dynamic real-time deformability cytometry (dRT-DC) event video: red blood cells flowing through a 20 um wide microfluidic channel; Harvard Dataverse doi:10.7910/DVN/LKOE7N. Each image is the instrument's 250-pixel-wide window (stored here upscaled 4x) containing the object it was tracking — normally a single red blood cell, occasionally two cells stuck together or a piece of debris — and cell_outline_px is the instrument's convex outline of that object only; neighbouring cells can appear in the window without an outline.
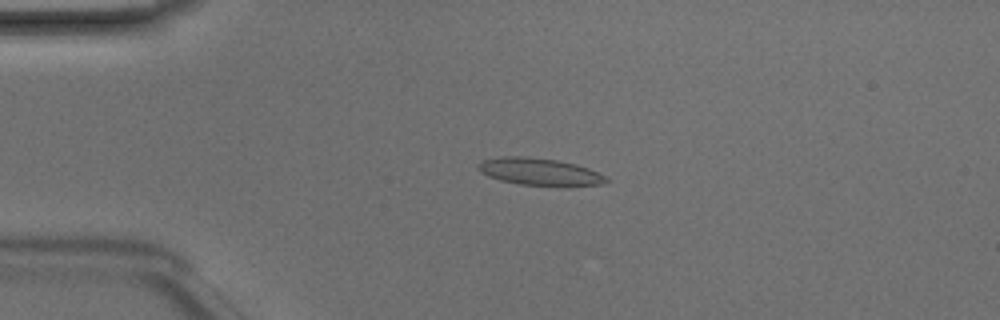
{"species": "Egyptian fruit bat (a non-hibernating species)", "species_latin": "Rousettus aegyptiacus", "temperature_condition": "room temperature", "stored_images_in_passage": 48, "camera_frame_rate_fps": 3000, "um_per_image_px": 0.085, "animal": {"sex": "male"}, "frame": {"image": 1, "passage_image": 11, "time_ms": 3.333, "image_size_px": [1000, 320], "cell_outline_px": [[608, 180], [600, 184], [568, 188], [520, 184], [500, 180], [488, 176], [480, 172], [476, 168], [476, 164], [480, 160], [500, 156], [524, 156], [556, 160], [576, 164], [588, 168], [608, 176]], "centroid_in_image_um": [45.86, 14.62], "position_along_channel_um": 39.1, "area_um2": 20.98}}
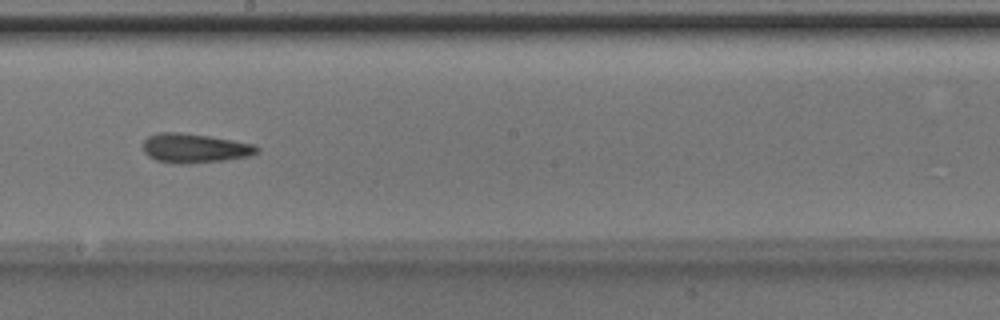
{"frame": {"image": 2, "passage_image": 27, "time_ms": 8.667, "image_size_px": [1000, 320], "cell_outline_px": [[260, 152], [248, 156], [224, 160], [188, 164], [172, 164], [156, 160], [148, 156], [144, 152], [144, 140], [148, 136], [160, 132], [180, 132], [208, 136], [252, 144], [260, 148]], "centroid_in_image_um": [16.52, 12.61], "position_along_channel_um": 231.7, "area_um2": 19.42}}
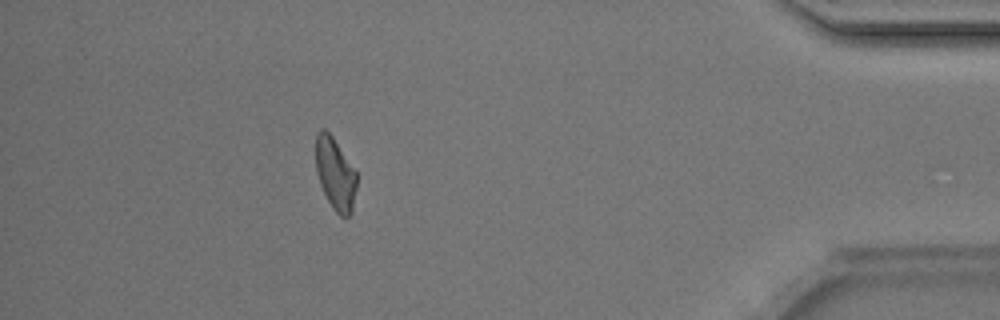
{"frame": {"image": 3, "passage_image": 43, "time_ms": 14.0, "image_size_px": [1000, 320], "cell_outline_px": [[356, 188], [352, 212], [348, 216], [340, 216], [332, 208], [320, 184], [316, 172], [316, 132], [320, 128], [324, 128], [332, 136], [356, 172]], "centroid_in_image_um": [28.48, 14.77], "position_along_channel_um": 406.7, "area_um2": 17.05}, "authors_computed_cell_mechanics": {"area_um2": 19.0451, "velocity_mm_per_s": 4.1974, "shape_relaxation_time_tau1_ms": 3.5667, "shape_relaxation_time_tau2_ms": 2.9629, "deformation_change_tau1": 0.1338, "deformation_change_tau2": 0.1206}}